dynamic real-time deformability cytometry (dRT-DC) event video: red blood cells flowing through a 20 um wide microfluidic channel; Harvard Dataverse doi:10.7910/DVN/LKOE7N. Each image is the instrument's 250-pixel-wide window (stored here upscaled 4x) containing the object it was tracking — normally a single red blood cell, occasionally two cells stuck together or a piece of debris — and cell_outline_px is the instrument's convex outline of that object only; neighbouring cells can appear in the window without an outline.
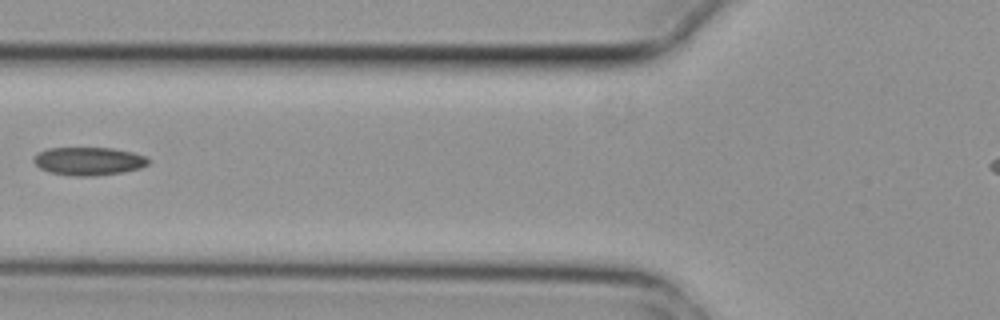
{"species": "common noctule bat (a hibernating species)", "species_latin": "Nyctalus noctula", "temperature_condition": "cold", "stored_images_in_passage": 3, "camera_frame_rate_fps": 3000, "um_per_image_px": 0.085, "animal": {"sex": "female", "body_mass_g": 29.2, "forearm_length_mm": 56.3}, "frame": {"image": 1, "passage_image": 2, "time_ms": 0.333, "image_size_px": [1000, 320], "cell_outline_px": [[148, 164], [140, 168], [120, 172], [96, 176], [72, 176], [48, 172], [40, 168], [32, 160], [36, 152], [48, 148], [112, 148], [132, 152], [144, 156], [148, 160]], "centroid_in_image_um": [7.47, 13.7], "position_along_channel_um": 118.3, "area_um2": 18.79}}
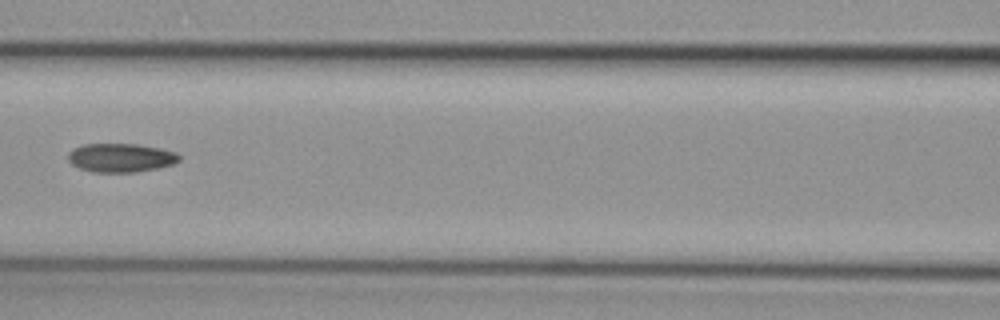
{"frame": {"image": 2, "passage_image": 3, "time_ms": 0.667, "image_size_px": [1000, 320], "cell_outline_px": [[180, 160], [172, 164], [160, 168], [136, 172], [92, 172], [80, 168], [72, 164], [68, 160], [68, 152], [72, 148], [84, 144], [136, 144], [160, 148], [176, 152], [180, 156]], "centroid_in_image_um": [10.26, 13.41], "position_along_channel_um": 156.3, "area_um2": 18.73}}